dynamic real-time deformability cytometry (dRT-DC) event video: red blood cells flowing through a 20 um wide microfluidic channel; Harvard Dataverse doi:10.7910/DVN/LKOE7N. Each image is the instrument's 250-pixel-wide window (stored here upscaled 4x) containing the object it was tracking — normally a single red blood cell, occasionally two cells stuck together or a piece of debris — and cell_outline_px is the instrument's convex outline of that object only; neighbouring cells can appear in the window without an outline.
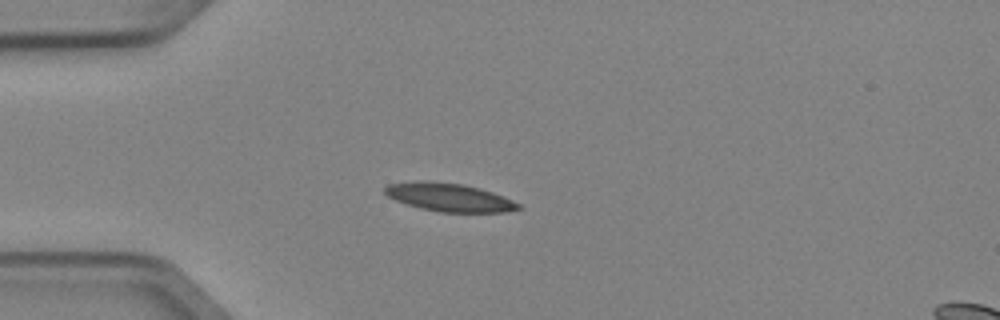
{"species": "Egyptian fruit bat (a non-hibernating species)", "species_latin": "Rousettus aegyptiacus", "temperature_condition": "cold", "stored_images_in_passage": 3, "camera_frame_rate_fps": 3000, "um_per_image_px": 0.085, "animal": {"sex": "female"}, "frame": {"image": 1, "passage_image": 3, "time_ms": 0.667, "image_size_px": [1000, 320], "cell_outline_px": [[524, 208], [504, 212], [440, 212], [420, 208], [396, 200], [388, 196], [384, 192], [384, 188], [388, 184], [420, 180], [464, 184], [480, 188], [504, 196], [520, 204]], "centroid_in_image_um": [38.21, 16.77], "position_along_channel_um": 46.8, "area_um2": 21.96}}